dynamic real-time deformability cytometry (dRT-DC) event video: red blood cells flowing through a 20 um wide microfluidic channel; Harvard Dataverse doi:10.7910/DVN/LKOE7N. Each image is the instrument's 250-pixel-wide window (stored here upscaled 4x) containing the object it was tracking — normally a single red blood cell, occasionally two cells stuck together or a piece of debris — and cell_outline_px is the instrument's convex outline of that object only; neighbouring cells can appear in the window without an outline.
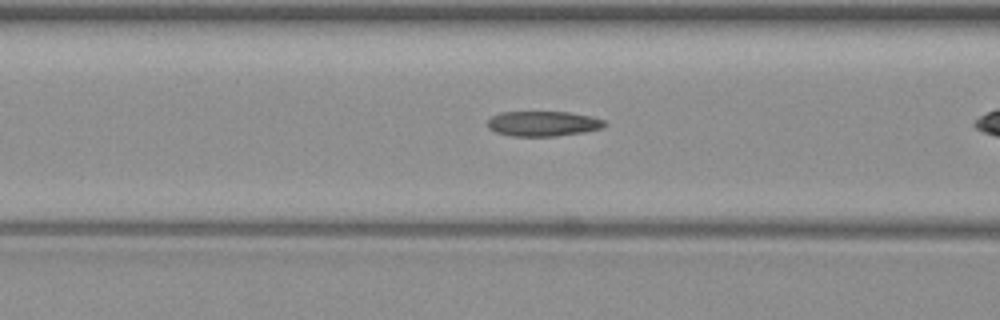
{"species": "common noctule bat (a hibernating species)", "species_latin": "Nyctalus noctula", "temperature_condition": "warm", "stored_images_in_passage": 33, "camera_frame_rate_fps": 3000, "um_per_image_px": 0.085, "animal": {"sex": "female", "body_mass_g": 19.3, "forearm_length_mm": 54.1}, "frame": {"image": 1, "passage_image": 13, "time_ms": 4.0, "image_size_px": [1000, 320], "cell_outline_px": [[608, 124], [600, 128], [584, 132], [556, 136], [512, 136], [496, 132], [488, 128], [488, 120], [492, 116], [500, 112], [568, 112], [592, 116], [604, 120]], "centroid_in_image_um": [46.17, 10.51], "position_along_channel_um": 120.4, "area_um2": 17.11}}
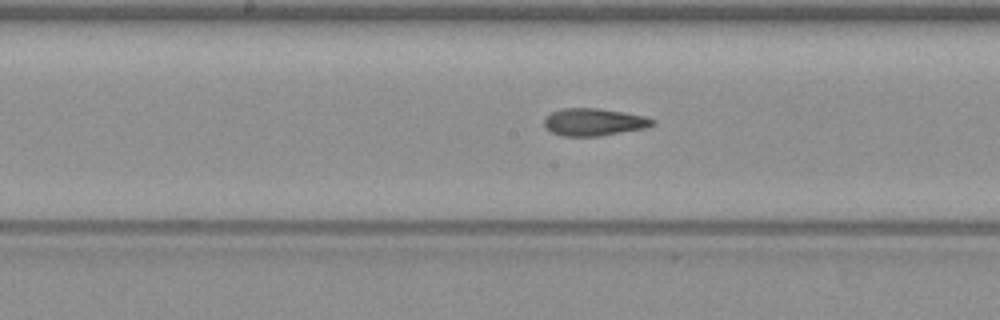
{"frame": {"image": 2, "passage_image": 19, "time_ms": 6.0, "image_size_px": [1000, 320], "cell_outline_px": [[656, 124], [644, 128], [600, 136], [564, 136], [552, 132], [544, 128], [544, 120], [552, 112], [564, 108], [596, 108], [644, 116], [656, 120]], "centroid_in_image_um": [50.47, 10.38], "position_along_channel_um": 197.7, "area_um2": 17.11}}
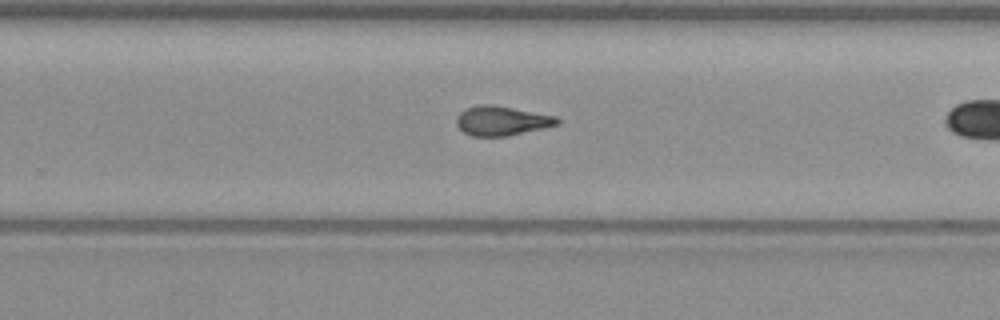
{"frame": {"image": 3, "passage_image": 26, "time_ms": 8.333, "image_size_px": [1000, 320], "cell_outline_px": [[560, 124], [508, 136], [472, 136], [464, 132], [456, 124], [456, 116], [464, 108], [480, 104], [492, 104], [556, 116], [560, 120]], "centroid_in_image_um": [42.62, 10.26], "position_along_channel_um": 287.2, "area_um2": 17.34}}